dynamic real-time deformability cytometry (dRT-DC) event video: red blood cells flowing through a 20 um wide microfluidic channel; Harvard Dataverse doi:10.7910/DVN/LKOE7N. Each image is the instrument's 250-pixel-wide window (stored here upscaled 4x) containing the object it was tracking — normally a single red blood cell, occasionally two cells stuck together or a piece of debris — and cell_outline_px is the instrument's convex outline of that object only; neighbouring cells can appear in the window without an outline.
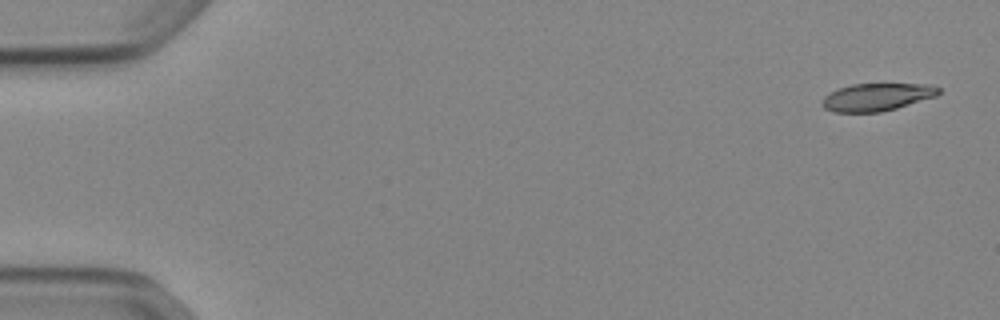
{"species": "Egyptian fruit bat (a non-hibernating species)", "species_latin": "Rousettus aegyptiacus", "temperature_condition": "cold", "stored_images_in_passage": 51, "camera_frame_rate_fps": 3000, "um_per_image_px": 0.085, "animal": {"sex": "female"}, "frame": {"image": 1, "passage_image": 1, "time_ms": 0.0, "image_size_px": [1000, 320], "cell_outline_px": [[940, 92], [936, 96], [896, 108], [880, 112], [832, 112], [824, 108], [820, 104], [820, 100], [824, 96], [840, 88], [852, 84], [928, 84], [940, 88]], "centroid_in_image_um": [74.5, 8.25], "position_along_channel_um": 10.5, "area_um2": 18.67}}
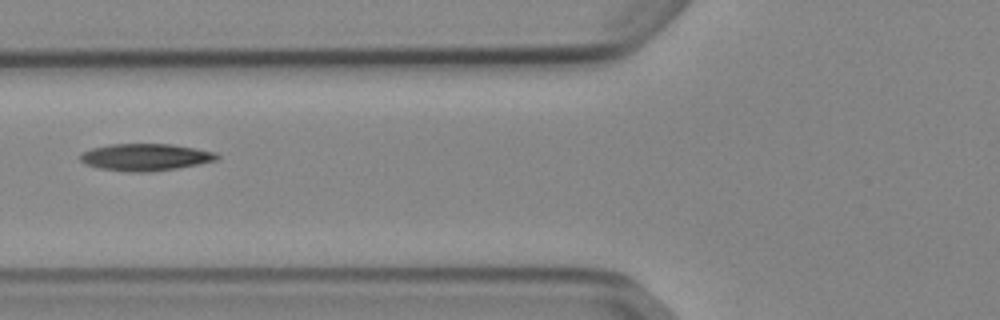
{"frame": {"image": 2, "passage_image": 20, "time_ms": 6.333, "image_size_px": [1000, 320], "cell_outline_px": [[220, 156], [216, 160], [176, 168], [152, 172], [132, 172], [100, 168], [84, 164], [80, 160], [80, 152], [92, 148], [112, 144], [172, 144], [196, 148], [216, 152]], "centroid_in_image_um": [12.34, 13.35], "position_along_channel_um": 113.5, "area_um2": 21.5}}
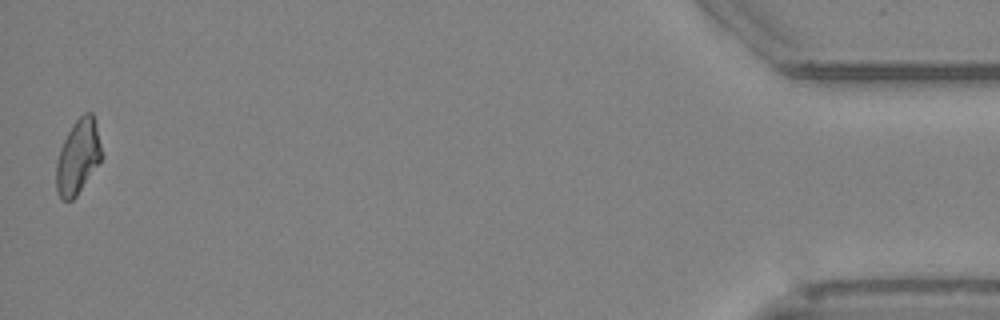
{"frame": {"image": 3, "passage_image": 51, "time_ms": 16.667, "image_size_px": [1000, 320], "cell_outline_px": [[104, 156], [76, 196], [72, 200], [60, 200], [56, 192], [56, 164], [60, 148], [72, 124], [84, 112], [92, 112], [96, 124]], "centroid_in_image_um": [6.63, 13.33], "position_along_channel_um": 428.6, "area_um2": 19.83}, "authors_computed_cell_mechanics": {"area_um2": 20.2878, "velocity_mm_per_s": 3.8869, "shape_relaxation_time_tau1_ms": 6.7577, "shape_relaxation_time_tau2_ms": 5.3557, "deformation_change_tau1": 0.1759, "deformation_change_tau2": 0.1243}}